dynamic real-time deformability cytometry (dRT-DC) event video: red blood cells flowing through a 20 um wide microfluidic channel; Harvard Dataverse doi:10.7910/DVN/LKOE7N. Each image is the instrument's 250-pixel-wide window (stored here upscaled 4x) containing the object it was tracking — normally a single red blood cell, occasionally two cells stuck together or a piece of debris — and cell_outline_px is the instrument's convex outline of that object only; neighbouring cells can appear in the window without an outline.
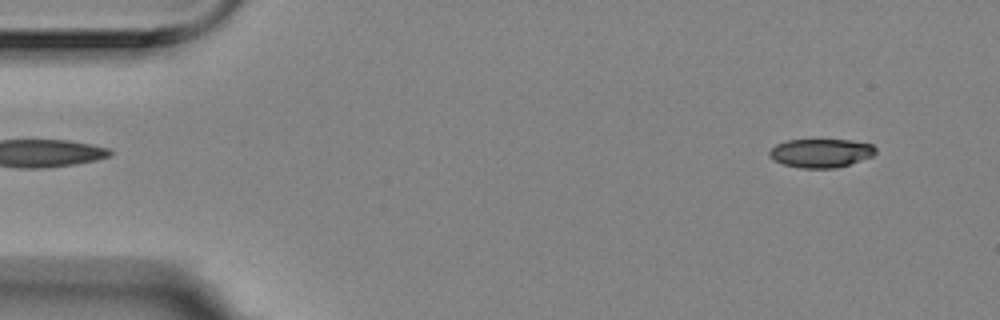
{"species": "Egyptian fruit bat (a non-hibernating species)", "species_latin": "Rousettus aegyptiacus", "temperature_condition": "room temperature", "stored_images_in_passage": 4, "camera_frame_rate_fps": 3000, "um_per_image_px": 0.085, "animal": {"sex": "female"}, "frame": {"image": 1, "passage_image": 1, "time_ms": 0.0, "image_size_px": [1000, 320], "cell_outline_px": [[876, 152], [872, 156], [836, 168], [800, 168], [784, 164], [772, 160], [768, 156], [768, 152], [776, 144], [788, 140], [852, 140], [872, 144], [876, 148]], "centroid_in_image_um": [69.75, 13.01], "position_along_channel_um": 15.3, "area_um2": 17.74}}
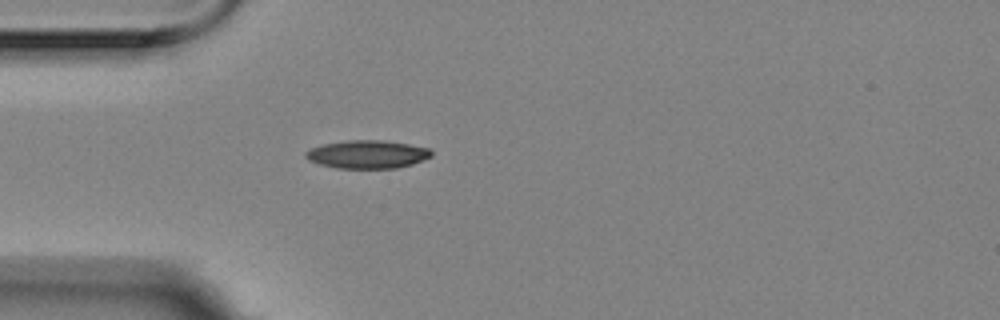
{"frame": {"image": 2, "passage_image": 4, "time_ms": 1.0, "image_size_px": [1000, 320], "cell_outline_px": [[432, 156], [412, 164], [396, 168], [336, 168], [320, 164], [308, 160], [304, 156], [304, 152], [308, 148], [320, 144], [348, 140], [384, 140], [408, 144], [428, 148], [432, 152]], "centroid_in_image_um": [31.16, 13.11], "position_along_channel_um": 53.8, "area_um2": 20.75}}